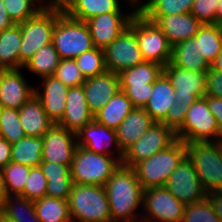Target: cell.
Wrapping results in <instances>:
<instances>
[{"label":"cell","instance_id":"5","mask_svg":"<svg viewBox=\"0 0 222 222\" xmlns=\"http://www.w3.org/2000/svg\"><path fill=\"white\" fill-rule=\"evenodd\" d=\"M187 157L193 164L207 194L222 190V144L197 142L186 144Z\"/></svg>","mask_w":222,"mask_h":222},{"label":"cell","instance_id":"11","mask_svg":"<svg viewBox=\"0 0 222 222\" xmlns=\"http://www.w3.org/2000/svg\"><path fill=\"white\" fill-rule=\"evenodd\" d=\"M142 208L141 216L154 222H182L185 205L162 186L144 189Z\"/></svg>","mask_w":222,"mask_h":222},{"label":"cell","instance_id":"18","mask_svg":"<svg viewBox=\"0 0 222 222\" xmlns=\"http://www.w3.org/2000/svg\"><path fill=\"white\" fill-rule=\"evenodd\" d=\"M35 87L29 85L21 69H0V107L19 109L32 96Z\"/></svg>","mask_w":222,"mask_h":222},{"label":"cell","instance_id":"26","mask_svg":"<svg viewBox=\"0 0 222 222\" xmlns=\"http://www.w3.org/2000/svg\"><path fill=\"white\" fill-rule=\"evenodd\" d=\"M40 168L47 179L46 196L68 200L73 186L70 166L42 161Z\"/></svg>","mask_w":222,"mask_h":222},{"label":"cell","instance_id":"39","mask_svg":"<svg viewBox=\"0 0 222 222\" xmlns=\"http://www.w3.org/2000/svg\"><path fill=\"white\" fill-rule=\"evenodd\" d=\"M78 68L85 79L101 75L107 71L105 65L104 50L92 48L75 58Z\"/></svg>","mask_w":222,"mask_h":222},{"label":"cell","instance_id":"2","mask_svg":"<svg viewBox=\"0 0 222 222\" xmlns=\"http://www.w3.org/2000/svg\"><path fill=\"white\" fill-rule=\"evenodd\" d=\"M186 156V143L177 139L166 149L139 162L133 168L143 189L162 187Z\"/></svg>","mask_w":222,"mask_h":222},{"label":"cell","instance_id":"23","mask_svg":"<svg viewBox=\"0 0 222 222\" xmlns=\"http://www.w3.org/2000/svg\"><path fill=\"white\" fill-rule=\"evenodd\" d=\"M154 122L144 108L135 107L116 129L121 151L124 152L141 138Z\"/></svg>","mask_w":222,"mask_h":222},{"label":"cell","instance_id":"29","mask_svg":"<svg viewBox=\"0 0 222 222\" xmlns=\"http://www.w3.org/2000/svg\"><path fill=\"white\" fill-rule=\"evenodd\" d=\"M134 108L131 100L120 90L94 115V119L107 128L116 130Z\"/></svg>","mask_w":222,"mask_h":222},{"label":"cell","instance_id":"32","mask_svg":"<svg viewBox=\"0 0 222 222\" xmlns=\"http://www.w3.org/2000/svg\"><path fill=\"white\" fill-rule=\"evenodd\" d=\"M195 38L202 57L211 65L222 48V24H203Z\"/></svg>","mask_w":222,"mask_h":222},{"label":"cell","instance_id":"47","mask_svg":"<svg viewBox=\"0 0 222 222\" xmlns=\"http://www.w3.org/2000/svg\"><path fill=\"white\" fill-rule=\"evenodd\" d=\"M187 111L188 108L186 106H182V104H176L174 102L169 109L167 117L162 121V123L166 124L176 133L183 126Z\"/></svg>","mask_w":222,"mask_h":222},{"label":"cell","instance_id":"51","mask_svg":"<svg viewBox=\"0 0 222 222\" xmlns=\"http://www.w3.org/2000/svg\"><path fill=\"white\" fill-rule=\"evenodd\" d=\"M45 1L46 0H35L38 7H40L41 9L58 10L62 12L66 10V0H47L46 2Z\"/></svg>","mask_w":222,"mask_h":222},{"label":"cell","instance_id":"40","mask_svg":"<svg viewBox=\"0 0 222 222\" xmlns=\"http://www.w3.org/2000/svg\"><path fill=\"white\" fill-rule=\"evenodd\" d=\"M194 0H154L141 14L144 16H167L189 13Z\"/></svg>","mask_w":222,"mask_h":222},{"label":"cell","instance_id":"6","mask_svg":"<svg viewBox=\"0 0 222 222\" xmlns=\"http://www.w3.org/2000/svg\"><path fill=\"white\" fill-rule=\"evenodd\" d=\"M52 43L60 59H75L94 48L88 25L63 12L56 20Z\"/></svg>","mask_w":222,"mask_h":222},{"label":"cell","instance_id":"7","mask_svg":"<svg viewBox=\"0 0 222 222\" xmlns=\"http://www.w3.org/2000/svg\"><path fill=\"white\" fill-rule=\"evenodd\" d=\"M176 137L186 144L222 140V132L208 108L206 96L198 98L191 104L186 112L183 126L176 132Z\"/></svg>","mask_w":222,"mask_h":222},{"label":"cell","instance_id":"22","mask_svg":"<svg viewBox=\"0 0 222 222\" xmlns=\"http://www.w3.org/2000/svg\"><path fill=\"white\" fill-rule=\"evenodd\" d=\"M42 91L35 88V95L41 102L47 116L57 124L64 115L66 108V97L69 90L55 76L42 78Z\"/></svg>","mask_w":222,"mask_h":222},{"label":"cell","instance_id":"35","mask_svg":"<svg viewBox=\"0 0 222 222\" xmlns=\"http://www.w3.org/2000/svg\"><path fill=\"white\" fill-rule=\"evenodd\" d=\"M31 167L20 163L9 162L0 171V183L5 195H21L29 177Z\"/></svg>","mask_w":222,"mask_h":222},{"label":"cell","instance_id":"14","mask_svg":"<svg viewBox=\"0 0 222 222\" xmlns=\"http://www.w3.org/2000/svg\"><path fill=\"white\" fill-rule=\"evenodd\" d=\"M165 187L184 205L200 202L208 195L200 183L192 162L187 156L171 173Z\"/></svg>","mask_w":222,"mask_h":222},{"label":"cell","instance_id":"27","mask_svg":"<svg viewBox=\"0 0 222 222\" xmlns=\"http://www.w3.org/2000/svg\"><path fill=\"white\" fill-rule=\"evenodd\" d=\"M131 6V0H126ZM69 17L78 21H87L90 18L109 12H122L119 0H71L64 11Z\"/></svg>","mask_w":222,"mask_h":222},{"label":"cell","instance_id":"60","mask_svg":"<svg viewBox=\"0 0 222 222\" xmlns=\"http://www.w3.org/2000/svg\"><path fill=\"white\" fill-rule=\"evenodd\" d=\"M0 222H14V221H11L3 216H0Z\"/></svg>","mask_w":222,"mask_h":222},{"label":"cell","instance_id":"9","mask_svg":"<svg viewBox=\"0 0 222 222\" xmlns=\"http://www.w3.org/2000/svg\"><path fill=\"white\" fill-rule=\"evenodd\" d=\"M129 27L136 33V38L143 58L165 67L172 58V46L167 37L154 22L143 14L136 13L130 20Z\"/></svg>","mask_w":222,"mask_h":222},{"label":"cell","instance_id":"12","mask_svg":"<svg viewBox=\"0 0 222 222\" xmlns=\"http://www.w3.org/2000/svg\"><path fill=\"white\" fill-rule=\"evenodd\" d=\"M104 57L107 71L115 74L145 62L136 33L129 26L104 49Z\"/></svg>","mask_w":222,"mask_h":222},{"label":"cell","instance_id":"48","mask_svg":"<svg viewBox=\"0 0 222 222\" xmlns=\"http://www.w3.org/2000/svg\"><path fill=\"white\" fill-rule=\"evenodd\" d=\"M206 95L222 99V73L211 68L206 76Z\"/></svg>","mask_w":222,"mask_h":222},{"label":"cell","instance_id":"19","mask_svg":"<svg viewBox=\"0 0 222 222\" xmlns=\"http://www.w3.org/2000/svg\"><path fill=\"white\" fill-rule=\"evenodd\" d=\"M149 21L154 22L167 37L173 47L184 40H188L198 33L203 25L190 12L167 16H145Z\"/></svg>","mask_w":222,"mask_h":222},{"label":"cell","instance_id":"13","mask_svg":"<svg viewBox=\"0 0 222 222\" xmlns=\"http://www.w3.org/2000/svg\"><path fill=\"white\" fill-rule=\"evenodd\" d=\"M163 73L175 89L174 102L176 104L180 103L189 109L198 98L206 95L207 72L190 71L169 62L163 68Z\"/></svg>","mask_w":222,"mask_h":222},{"label":"cell","instance_id":"54","mask_svg":"<svg viewBox=\"0 0 222 222\" xmlns=\"http://www.w3.org/2000/svg\"><path fill=\"white\" fill-rule=\"evenodd\" d=\"M136 13H142L154 0H146L141 2L139 0H131Z\"/></svg>","mask_w":222,"mask_h":222},{"label":"cell","instance_id":"34","mask_svg":"<svg viewBox=\"0 0 222 222\" xmlns=\"http://www.w3.org/2000/svg\"><path fill=\"white\" fill-rule=\"evenodd\" d=\"M163 66L155 62H143L119 74L120 86L153 84L163 73Z\"/></svg>","mask_w":222,"mask_h":222},{"label":"cell","instance_id":"46","mask_svg":"<svg viewBox=\"0 0 222 222\" xmlns=\"http://www.w3.org/2000/svg\"><path fill=\"white\" fill-rule=\"evenodd\" d=\"M152 90L153 84L121 86V91L131 100L133 106L139 108H144L148 103Z\"/></svg>","mask_w":222,"mask_h":222},{"label":"cell","instance_id":"42","mask_svg":"<svg viewBox=\"0 0 222 222\" xmlns=\"http://www.w3.org/2000/svg\"><path fill=\"white\" fill-rule=\"evenodd\" d=\"M4 4L9 17L15 24L26 21L41 10L35 0H4Z\"/></svg>","mask_w":222,"mask_h":222},{"label":"cell","instance_id":"57","mask_svg":"<svg viewBox=\"0 0 222 222\" xmlns=\"http://www.w3.org/2000/svg\"><path fill=\"white\" fill-rule=\"evenodd\" d=\"M217 23L222 24V0H219L217 6Z\"/></svg>","mask_w":222,"mask_h":222},{"label":"cell","instance_id":"17","mask_svg":"<svg viewBox=\"0 0 222 222\" xmlns=\"http://www.w3.org/2000/svg\"><path fill=\"white\" fill-rule=\"evenodd\" d=\"M76 140L77 146L84 147L98 154H109L114 157L116 154V158L122 162L123 152L117 143L116 130L107 128L95 119L76 133ZM113 150H115V154H113Z\"/></svg>","mask_w":222,"mask_h":222},{"label":"cell","instance_id":"61","mask_svg":"<svg viewBox=\"0 0 222 222\" xmlns=\"http://www.w3.org/2000/svg\"><path fill=\"white\" fill-rule=\"evenodd\" d=\"M71 0H66V8H67V5H68V3L70 2Z\"/></svg>","mask_w":222,"mask_h":222},{"label":"cell","instance_id":"59","mask_svg":"<svg viewBox=\"0 0 222 222\" xmlns=\"http://www.w3.org/2000/svg\"><path fill=\"white\" fill-rule=\"evenodd\" d=\"M62 222H79V221L74 217L70 216L67 219L63 220Z\"/></svg>","mask_w":222,"mask_h":222},{"label":"cell","instance_id":"56","mask_svg":"<svg viewBox=\"0 0 222 222\" xmlns=\"http://www.w3.org/2000/svg\"><path fill=\"white\" fill-rule=\"evenodd\" d=\"M5 196L4 188L0 185V216L4 213Z\"/></svg>","mask_w":222,"mask_h":222},{"label":"cell","instance_id":"3","mask_svg":"<svg viewBox=\"0 0 222 222\" xmlns=\"http://www.w3.org/2000/svg\"><path fill=\"white\" fill-rule=\"evenodd\" d=\"M68 206L70 216L79 222H112L104 186L73 184Z\"/></svg>","mask_w":222,"mask_h":222},{"label":"cell","instance_id":"16","mask_svg":"<svg viewBox=\"0 0 222 222\" xmlns=\"http://www.w3.org/2000/svg\"><path fill=\"white\" fill-rule=\"evenodd\" d=\"M42 161L71 166L77 148L76 134L54 124L43 136Z\"/></svg>","mask_w":222,"mask_h":222},{"label":"cell","instance_id":"50","mask_svg":"<svg viewBox=\"0 0 222 222\" xmlns=\"http://www.w3.org/2000/svg\"><path fill=\"white\" fill-rule=\"evenodd\" d=\"M11 147L12 144L0 137V171L11 162Z\"/></svg>","mask_w":222,"mask_h":222},{"label":"cell","instance_id":"44","mask_svg":"<svg viewBox=\"0 0 222 222\" xmlns=\"http://www.w3.org/2000/svg\"><path fill=\"white\" fill-rule=\"evenodd\" d=\"M46 191L47 179L40 166L31 167L29 177L25 183L24 192L21 194V196L35 201L46 196Z\"/></svg>","mask_w":222,"mask_h":222},{"label":"cell","instance_id":"20","mask_svg":"<svg viewBox=\"0 0 222 222\" xmlns=\"http://www.w3.org/2000/svg\"><path fill=\"white\" fill-rule=\"evenodd\" d=\"M82 86L87 106L93 115L121 90L119 74L110 71L87 78Z\"/></svg>","mask_w":222,"mask_h":222},{"label":"cell","instance_id":"21","mask_svg":"<svg viewBox=\"0 0 222 222\" xmlns=\"http://www.w3.org/2000/svg\"><path fill=\"white\" fill-rule=\"evenodd\" d=\"M65 102L64 115L57 125L76 134L94 120V115L87 106L83 86L69 88Z\"/></svg>","mask_w":222,"mask_h":222},{"label":"cell","instance_id":"36","mask_svg":"<svg viewBox=\"0 0 222 222\" xmlns=\"http://www.w3.org/2000/svg\"><path fill=\"white\" fill-rule=\"evenodd\" d=\"M2 216L14 222H40L36 215L34 201L21 195L5 196Z\"/></svg>","mask_w":222,"mask_h":222},{"label":"cell","instance_id":"8","mask_svg":"<svg viewBox=\"0 0 222 222\" xmlns=\"http://www.w3.org/2000/svg\"><path fill=\"white\" fill-rule=\"evenodd\" d=\"M62 11L41 9L35 16L19 23L22 31L20 46V66L43 46L52 43L53 31L57 18Z\"/></svg>","mask_w":222,"mask_h":222},{"label":"cell","instance_id":"28","mask_svg":"<svg viewBox=\"0 0 222 222\" xmlns=\"http://www.w3.org/2000/svg\"><path fill=\"white\" fill-rule=\"evenodd\" d=\"M170 62L174 66L190 71L207 72L210 69V64L202 57L197 48V39L195 37L174 45Z\"/></svg>","mask_w":222,"mask_h":222},{"label":"cell","instance_id":"41","mask_svg":"<svg viewBox=\"0 0 222 222\" xmlns=\"http://www.w3.org/2000/svg\"><path fill=\"white\" fill-rule=\"evenodd\" d=\"M182 222H221L210 199L185 205Z\"/></svg>","mask_w":222,"mask_h":222},{"label":"cell","instance_id":"55","mask_svg":"<svg viewBox=\"0 0 222 222\" xmlns=\"http://www.w3.org/2000/svg\"><path fill=\"white\" fill-rule=\"evenodd\" d=\"M210 68L214 71L222 73V48H221L218 56L211 63Z\"/></svg>","mask_w":222,"mask_h":222},{"label":"cell","instance_id":"25","mask_svg":"<svg viewBox=\"0 0 222 222\" xmlns=\"http://www.w3.org/2000/svg\"><path fill=\"white\" fill-rule=\"evenodd\" d=\"M175 89L168 77L162 73L153 83V90L145 111L155 122H162L174 103Z\"/></svg>","mask_w":222,"mask_h":222},{"label":"cell","instance_id":"10","mask_svg":"<svg viewBox=\"0 0 222 222\" xmlns=\"http://www.w3.org/2000/svg\"><path fill=\"white\" fill-rule=\"evenodd\" d=\"M176 140V133L170 127L162 122H154L141 138L123 152L121 164L133 168Z\"/></svg>","mask_w":222,"mask_h":222},{"label":"cell","instance_id":"33","mask_svg":"<svg viewBox=\"0 0 222 222\" xmlns=\"http://www.w3.org/2000/svg\"><path fill=\"white\" fill-rule=\"evenodd\" d=\"M60 56L53 43L41 47L23 66L40 78L54 75L60 63Z\"/></svg>","mask_w":222,"mask_h":222},{"label":"cell","instance_id":"4","mask_svg":"<svg viewBox=\"0 0 222 222\" xmlns=\"http://www.w3.org/2000/svg\"><path fill=\"white\" fill-rule=\"evenodd\" d=\"M121 162L109 154H98L77 146L70 166L73 184L104 186Z\"/></svg>","mask_w":222,"mask_h":222},{"label":"cell","instance_id":"45","mask_svg":"<svg viewBox=\"0 0 222 222\" xmlns=\"http://www.w3.org/2000/svg\"><path fill=\"white\" fill-rule=\"evenodd\" d=\"M219 0H194L190 13L202 24L217 23Z\"/></svg>","mask_w":222,"mask_h":222},{"label":"cell","instance_id":"53","mask_svg":"<svg viewBox=\"0 0 222 222\" xmlns=\"http://www.w3.org/2000/svg\"><path fill=\"white\" fill-rule=\"evenodd\" d=\"M14 24L15 23L9 17V15L5 9L4 0H0V32L12 27Z\"/></svg>","mask_w":222,"mask_h":222},{"label":"cell","instance_id":"30","mask_svg":"<svg viewBox=\"0 0 222 222\" xmlns=\"http://www.w3.org/2000/svg\"><path fill=\"white\" fill-rule=\"evenodd\" d=\"M21 43L20 24L0 32V69H23L20 66Z\"/></svg>","mask_w":222,"mask_h":222},{"label":"cell","instance_id":"43","mask_svg":"<svg viewBox=\"0 0 222 222\" xmlns=\"http://www.w3.org/2000/svg\"><path fill=\"white\" fill-rule=\"evenodd\" d=\"M53 76L69 88L82 86L86 81L75 59H61Z\"/></svg>","mask_w":222,"mask_h":222},{"label":"cell","instance_id":"38","mask_svg":"<svg viewBox=\"0 0 222 222\" xmlns=\"http://www.w3.org/2000/svg\"><path fill=\"white\" fill-rule=\"evenodd\" d=\"M19 120L18 109L0 107V137L7 140L10 144L26 137Z\"/></svg>","mask_w":222,"mask_h":222},{"label":"cell","instance_id":"52","mask_svg":"<svg viewBox=\"0 0 222 222\" xmlns=\"http://www.w3.org/2000/svg\"><path fill=\"white\" fill-rule=\"evenodd\" d=\"M207 197L210 199L215 212L222 222V190L211 192L207 195Z\"/></svg>","mask_w":222,"mask_h":222},{"label":"cell","instance_id":"37","mask_svg":"<svg viewBox=\"0 0 222 222\" xmlns=\"http://www.w3.org/2000/svg\"><path fill=\"white\" fill-rule=\"evenodd\" d=\"M40 222H62L70 217L68 200L44 196L34 201Z\"/></svg>","mask_w":222,"mask_h":222},{"label":"cell","instance_id":"49","mask_svg":"<svg viewBox=\"0 0 222 222\" xmlns=\"http://www.w3.org/2000/svg\"><path fill=\"white\" fill-rule=\"evenodd\" d=\"M206 96V101L210 112L216 119L217 125L222 132V99L215 98L209 95Z\"/></svg>","mask_w":222,"mask_h":222},{"label":"cell","instance_id":"15","mask_svg":"<svg viewBox=\"0 0 222 222\" xmlns=\"http://www.w3.org/2000/svg\"><path fill=\"white\" fill-rule=\"evenodd\" d=\"M125 12H109L88 19L90 35L94 47L105 49L112 43L130 24V20L136 14L135 10Z\"/></svg>","mask_w":222,"mask_h":222},{"label":"cell","instance_id":"1","mask_svg":"<svg viewBox=\"0 0 222 222\" xmlns=\"http://www.w3.org/2000/svg\"><path fill=\"white\" fill-rule=\"evenodd\" d=\"M104 187L112 222H132L137 216L141 217L137 209L143 206L144 189L134 168L120 164Z\"/></svg>","mask_w":222,"mask_h":222},{"label":"cell","instance_id":"24","mask_svg":"<svg viewBox=\"0 0 222 222\" xmlns=\"http://www.w3.org/2000/svg\"><path fill=\"white\" fill-rule=\"evenodd\" d=\"M19 122L26 134L31 137H43L55 124L46 114L36 95L32 96L19 109Z\"/></svg>","mask_w":222,"mask_h":222},{"label":"cell","instance_id":"31","mask_svg":"<svg viewBox=\"0 0 222 222\" xmlns=\"http://www.w3.org/2000/svg\"><path fill=\"white\" fill-rule=\"evenodd\" d=\"M43 137L26 136L12 144L11 162L37 167L42 162Z\"/></svg>","mask_w":222,"mask_h":222},{"label":"cell","instance_id":"58","mask_svg":"<svg viewBox=\"0 0 222 222\" xmlns=\"http://www.w3.org/2000/svg\"><path fill=\"white\" fill-rule=\"evenodd\" d=\"M132 222H154V221L141 216L140 218L134 219Z\"/></svg>","mask_w":222,"mask_h":222}]
</instances>
